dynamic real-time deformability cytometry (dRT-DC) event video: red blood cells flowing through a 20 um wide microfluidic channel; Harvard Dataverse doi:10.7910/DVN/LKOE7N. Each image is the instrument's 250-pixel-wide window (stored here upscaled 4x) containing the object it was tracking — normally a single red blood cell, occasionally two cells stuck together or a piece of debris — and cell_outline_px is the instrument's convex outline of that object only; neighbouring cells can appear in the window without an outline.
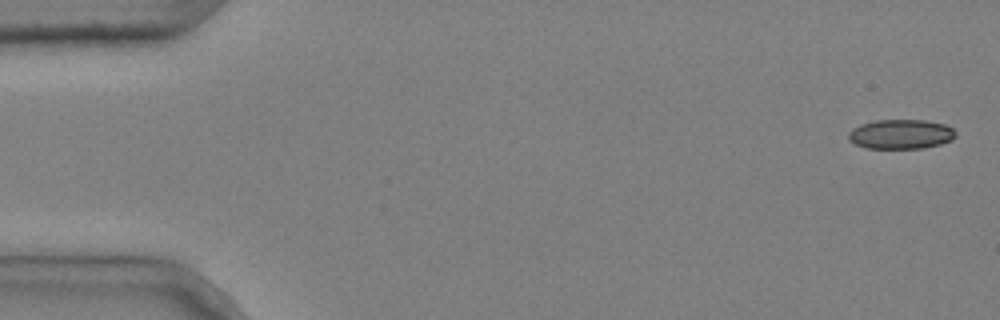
{"species": "common noctule bat (a hibernating species)", "species_latin": "Nyctalus noctula", "temperature_condition": "cold", "stored_images_in_passage": 5, "camera_frame_rate_fps": 3000, "um_per_image_px": 0.085, "animal": {"sex": "male", "body_mass_g": 20.4}, "frame": {"image": 1, "passage_image": 1, "time_ms": 0.0, "image_size_px": [1000, 320], "cell_outline_px": [[956, 136], [952, 140], [940, 144], [920, 148], [864, 148], [848, 140], [848, 132], [852, 128], [860, 124], [876, 120], [924, 120], [944, 124], [952, 128], [956, 132]], "centroid_in_image_um": [76.55, 11.4], "position_along_channel_um": 8.5, "area_um2": 18.5}}
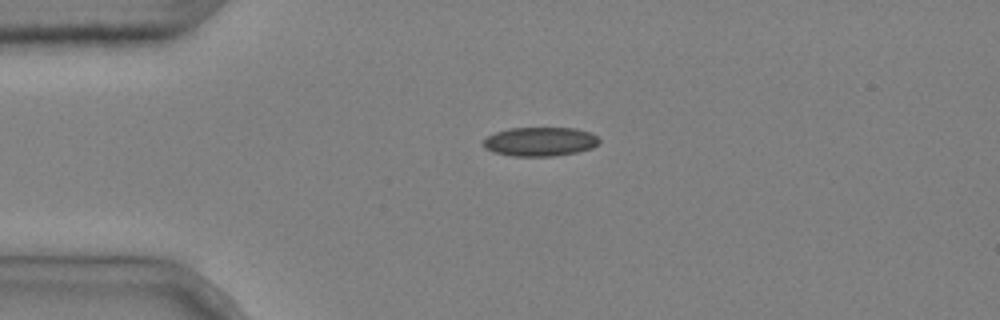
{"frame": {"image": 2, "passage_image": 4, "time_ms": 1.0, "image_size_px": [1000, 320], "cell_outline_px": [[600, 140], [592, 148], [576, 152], [556, 156], [512, 156], [492, 152], [484, 148], [480, 144], [488, 136], [496, 132], [508, 128], [576, 128], [592, 132]], "centroid_in_image_um": [45.87, 12.04], "position_along_channel_um": 39.1, "area_um2": 19.77}}